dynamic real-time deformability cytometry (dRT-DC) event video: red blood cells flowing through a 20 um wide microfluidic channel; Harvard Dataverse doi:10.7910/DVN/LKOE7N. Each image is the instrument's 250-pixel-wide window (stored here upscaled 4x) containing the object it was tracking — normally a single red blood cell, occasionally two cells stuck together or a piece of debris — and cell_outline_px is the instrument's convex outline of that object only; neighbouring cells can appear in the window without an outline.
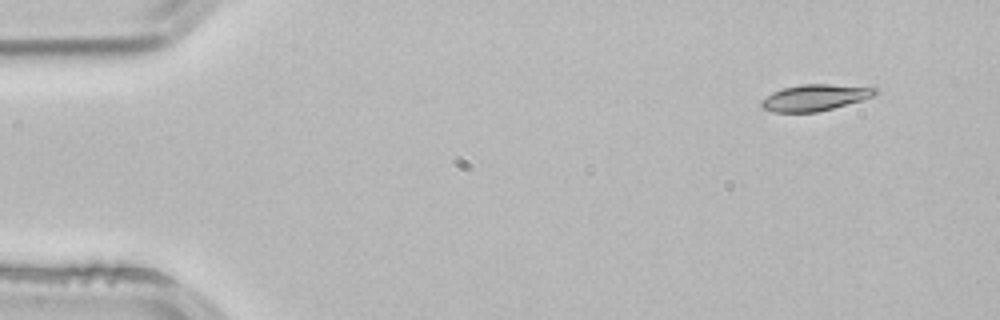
{"species": "common noctule bat (a hibernating species)", "species_latin": "Nyctalus noctula", "temperature_condition": "room temperature", "stored_images_in_passage": 4, "camera_frame_rate_fps": 3000, "um_per_image_px": 0.085, "animal": {"sex": "male", "body_mass_g": 21.5, "forearm_length_mm": 52.0}, "frame": {"image": 1, "passage_image": 1, "time_ms": 0.0, "image_size_px": [1000, 320], "cell_outline_px": [[880, 92], [872, 96], [860, 100], [832, 108], [816, 112], [772, 112], [764, 108], [760, 104], [760, 100], [772, 92], [784, 88], [804, 84], [828, 84], [876, 88]], "centroid_in_image_um": [69.22, 8.29], "position_along_channel_um": 15.8, "area_um2": 17.17}}